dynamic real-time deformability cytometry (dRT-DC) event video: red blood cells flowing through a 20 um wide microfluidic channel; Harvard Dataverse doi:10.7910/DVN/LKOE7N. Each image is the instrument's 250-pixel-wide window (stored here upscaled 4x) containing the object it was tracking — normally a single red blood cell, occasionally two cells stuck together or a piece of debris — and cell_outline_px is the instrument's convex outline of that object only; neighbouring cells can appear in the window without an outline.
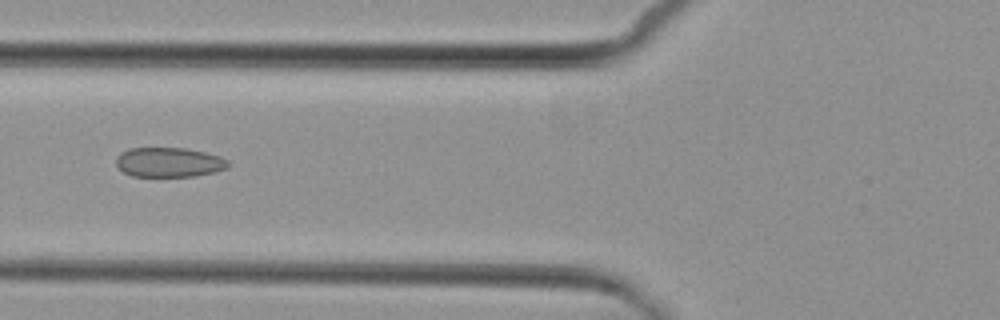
{"species": "common noctule bat (a hibernating species)", "species_latin": "Nyctalus noctula", "temperature_condition": "cold", "stored_images_in_passage": 7, "camera_frame_rate_fps": 3000, "um_per_image_px": 0.085, "animal": {"sex": "female", "body_mass_g": 29.2, "forearm_length_mm": 56.3}, "frame": {"image": 1, "passage_image": 5, "time_ms": 5.333, "image_size_px": [1000, 320], "cell_outline_px": [[228, 168], [216, 172], [196, 176], [132, 176], [124, 172], [116, 164], [116, 156], [132, 148], [188, 148], [220, 156], [228, 160]], "centroid_in_image_um": [14.4, 13.79], "position_along_channel_um": 111.4, "area_um2": 19.31}}
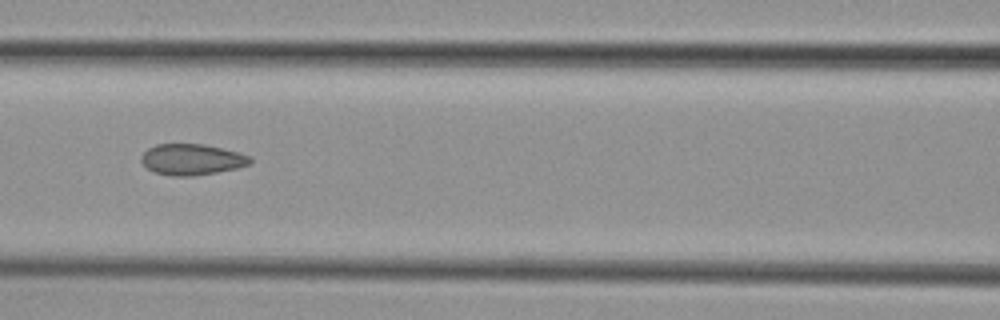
{"frame": {"image": 2, "passage_image": 6, "time_ms": 6.333, "image_size_px": [1000, 320], "cell_outline_px": [[252, 160], [248, 164], [236, 168], [216, 172], [192, 176], [172, 176], [152, 172], [140, 160], [140, 156], [148, 148], [156, 144], [204, 144], [240, 152], [252, 156]], "centroid_in_image_um": [16.29, 13.55], "position_along_channel_um": 150.3, "area_um2": 19.77}}
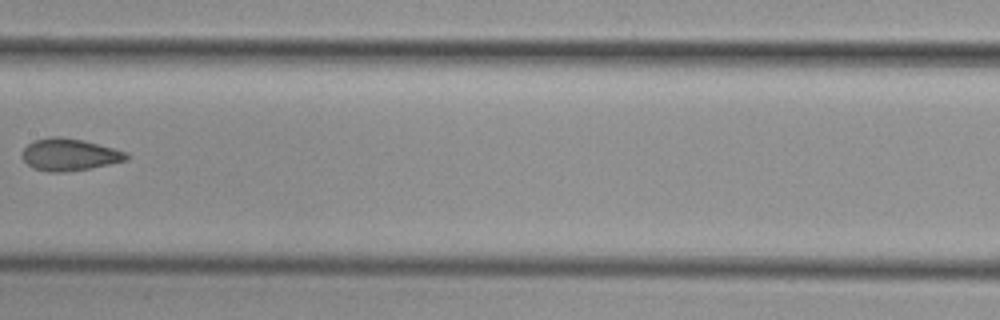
{"frame": {"image": 3, "passage_image": 7, "time_ms": 7.667, "image_size_px": [1000, 320], "cell_outline_px": [[128, 160], [88, 168], [64, 172], [48, 172], [32, 168], [24, 160], [20, 152], [28, 144], [36, 140], [48, 136], [60, 136], [84, 140], [128, 152]], "centroid_in_image_um": [5.88, 13.13], "position_along_channel_um": 201.5, "area_um2": 19.54}}